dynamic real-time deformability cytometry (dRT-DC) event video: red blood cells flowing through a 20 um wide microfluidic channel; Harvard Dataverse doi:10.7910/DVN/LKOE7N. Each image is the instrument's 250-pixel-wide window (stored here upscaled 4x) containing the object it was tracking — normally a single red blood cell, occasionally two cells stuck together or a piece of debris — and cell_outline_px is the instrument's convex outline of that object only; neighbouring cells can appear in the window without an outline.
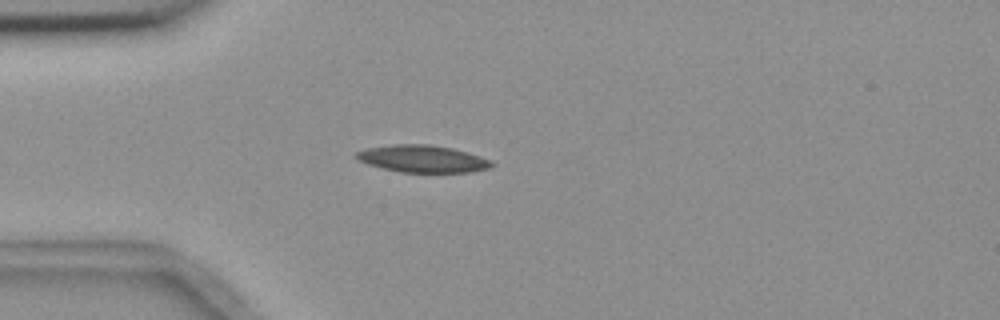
{"species": "common noctule bat (a hibernating species)", "species_latin": "Nyctalus noctula", "temperature_condition": "room temperature", "stored_images_in_passage": 4, "camera_frame_rate_fps": 3000, "um_per_image_px": 0.085, "animal": {"sex": "female", "body_mass_g": 18.4}, "frame": {"image": 1, "passage_image": 3, "time_ms": 2.333, "image_size_px": [1000, 320], "cell_outline_px": [[496, 164], [488, 168], [468, 172], [400, 172], [368, 164], [356, 160], [356, 152], [368, 148], [392, 144], [428, 144], [452, 148], [468, 152], [492, 160]], "centroid_in_image_um": [35.93, 13.49], "position_along_channel_um": 49.1, "area_um2": 21.39}}